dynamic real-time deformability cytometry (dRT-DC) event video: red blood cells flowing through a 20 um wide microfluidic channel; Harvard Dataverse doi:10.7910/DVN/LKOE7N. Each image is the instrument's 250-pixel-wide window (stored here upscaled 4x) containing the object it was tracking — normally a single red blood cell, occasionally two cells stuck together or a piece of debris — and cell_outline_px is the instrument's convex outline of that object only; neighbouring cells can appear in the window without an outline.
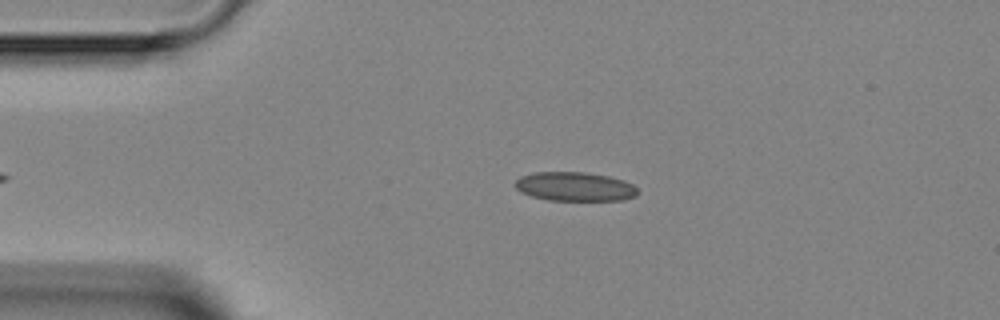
{"species": "Egyptian fruit bat (a non-hibernating species)", "species_latin": "Rousettus aegyptiacus", "temperature_condition": "room temperature", "stored_images_in_passage": 3, "camera_frame_rate_fps": 3000, "um_per_image_px": 0.085, "animal": {"sex": "female"}, "frame": {"image": 1, "passage_image": 1, "time_ms": 0.0, "image_size_px": [1000, 320], "cell_outline_px": [[636, 196], [624, 200], [548, 200], [532, 196], [520, 192], [512, 184], [520, 176], [532, 172], [584, 172], [608, 176], [624, 180], [632, 184], [636, 188]], "centroid_in_image_um": [48.81, 15.85], "position_along_channel_um": 36.2, "area_um2": 20.81}}
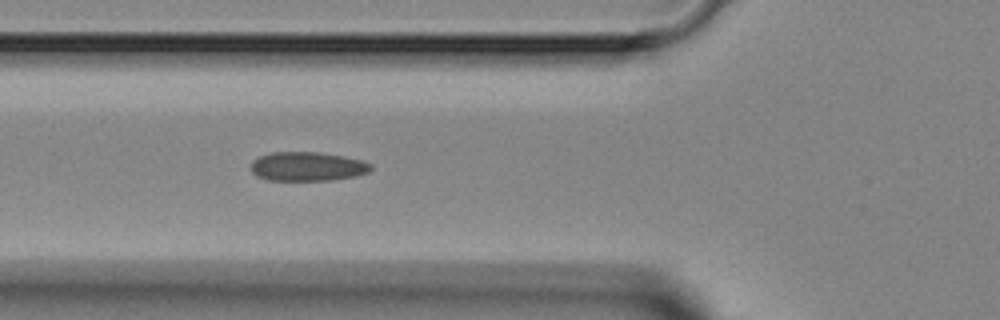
{"frame": {"image": 2, "passage_image": 3, "time_ms": 2.333, "image_size_px": [1000, 320], "cell_outline_px": [[372, 168], [368, 172], [356, 176], [332, 180], [268, 180], [256, 176], [252, 172], [252, 160], [260, 156], [272, 152], [316, 152], [344, 156], [360, 160], [372, 164]], "centroid_in_image_um": [26.13, 14.15], "position_along_channel_um": 99.7, "area_um2": 20.29}}